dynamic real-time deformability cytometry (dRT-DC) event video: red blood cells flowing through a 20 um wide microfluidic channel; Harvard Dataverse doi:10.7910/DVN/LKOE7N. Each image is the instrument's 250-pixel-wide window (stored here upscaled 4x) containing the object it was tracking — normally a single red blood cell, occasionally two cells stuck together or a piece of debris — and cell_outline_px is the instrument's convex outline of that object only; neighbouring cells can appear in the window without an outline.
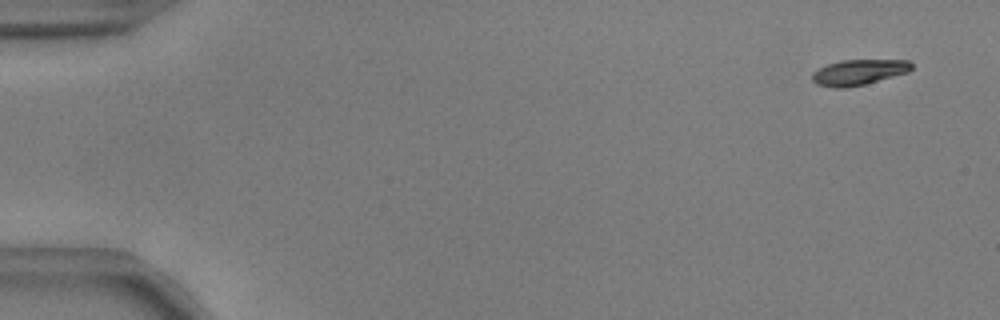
{"species": "common noctule bat (a hibernating species)", "species_latin": "Nyctalus noctula", "temperature_condition": "warm", "stored_images_in_passage": 54, "camera_frame_rate_fps": 3000, "um_per_image_px": 0.085, "animal": {"sex": "male", "body_mass_g": 17.9, "forearm_length_mm": 54.2}, "frame": {"image": 1, "passage_image": 2, "time_ms": 0.333, "image_size_px": [1000, 320], "cell_outline_px": [[912, 68], [908, 72], [864, 84], [844, 88], [836, 88], [816, 84], [812, 80], [812, 72], [828, 64], [840, 60], [908, 60], [912, 64]], "centroid_in_image_um": [72.97, 6.14], "position_along_channel_um": 12.0, "area_um2": 14.62}}
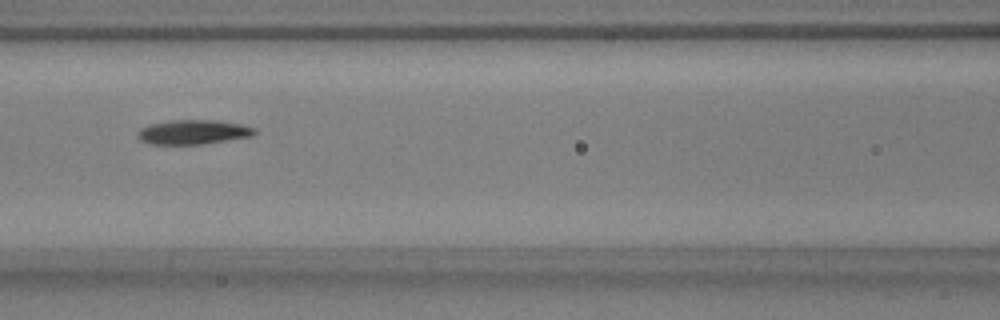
{"frame": {"image": 2, "passage_image": 24, "time_ms": 7.667, "image_size_px": [1000, 320], "cell_outline_px": [[256, 132], [252, 136], [204, 144], [148, 144], [140, 140], [136, 136], [136, 132], [140, 128], [148, 124], [172, 120], [216, 120], [240, 124], [256, 128]], "centroid_in_image_um": [16.38, 11.22], "position_along_channel_um": 150.2, "area_um2": 16.82}}
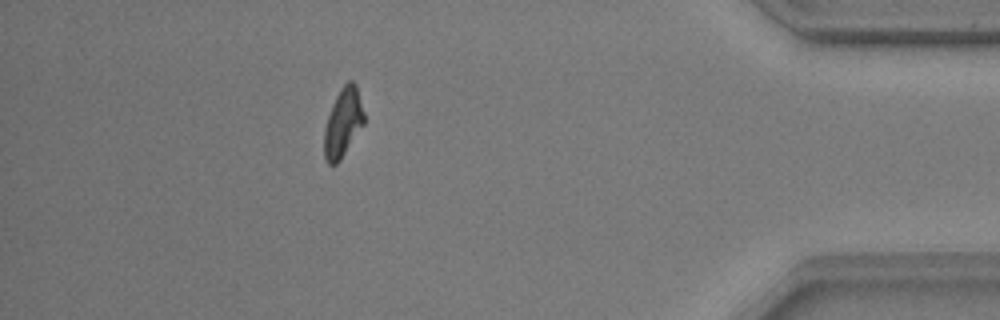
{"frame": {"image": 3, "passage_image": 48, "time_ms": 15.667, "image_size_px": [1000, 320], "cell_outline_px": [[364, 124], [340, 160], [336, 164], [328, 164], [324, 160], [324, 128], [332, 104], [340, 88], [348, 80], [352, 80], [356, 84], [364, 112]], "centroid_in_image_um": [29.15, 10.42], "position_along_channel_um": 406.1, "area_um2": 16.01}, "authors_computed_cell_mechanics": {"area_um2": 16.184, "velocity_mm_per_s": 3.73, "shape_relaxation_time_tau1_ms": 5.5964, "shape_relaxation_time_tau2_ms": 3.3532, "deformation_change_tau1": 0.1711, "deformation_change_tau2": 0.0978}}